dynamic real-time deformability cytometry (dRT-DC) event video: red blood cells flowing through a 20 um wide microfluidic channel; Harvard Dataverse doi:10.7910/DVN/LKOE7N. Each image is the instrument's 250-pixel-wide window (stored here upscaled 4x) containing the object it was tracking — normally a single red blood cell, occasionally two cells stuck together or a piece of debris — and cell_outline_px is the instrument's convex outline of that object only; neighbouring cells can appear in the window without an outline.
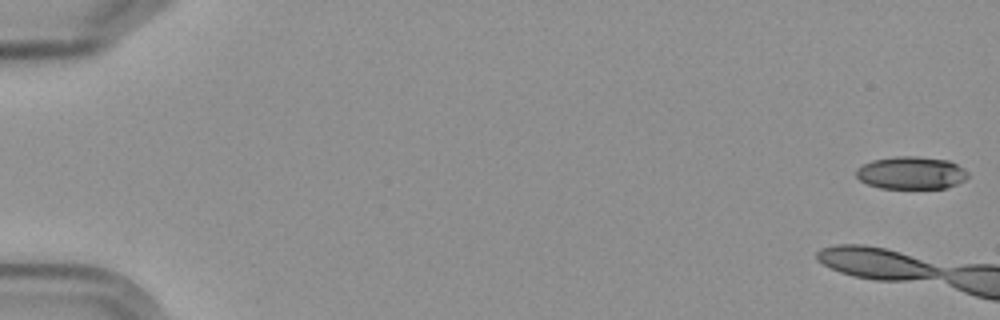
{"species": "Egyptian fruit bat (a non-hibernating species)", "species_latin": "Rousettus aegyptiacus", "temperature_condition": "cold", "stored_images_in_passage": 3, "camera_frame_rate_fps": 3000, "um_per_image_px": 0.085, "frame": {"image": 1, "passage_image": 1, "time_ms": 0.0, "image_size_px": [1000, 320], "cell_outline_px": [[968, 176], [964, 180], [956, 184], [944, 188], [880, 188], [868, 184], [860, 180], [856, 176], [856, 168], [872, 160], [896, 156], [916, 156], [948, 160], [964, 168], [968, 172]], "centroid_in_image_um": [77.44, 14.69], "position_along_channel_um": 7.6, "area_um2": 21.21}}